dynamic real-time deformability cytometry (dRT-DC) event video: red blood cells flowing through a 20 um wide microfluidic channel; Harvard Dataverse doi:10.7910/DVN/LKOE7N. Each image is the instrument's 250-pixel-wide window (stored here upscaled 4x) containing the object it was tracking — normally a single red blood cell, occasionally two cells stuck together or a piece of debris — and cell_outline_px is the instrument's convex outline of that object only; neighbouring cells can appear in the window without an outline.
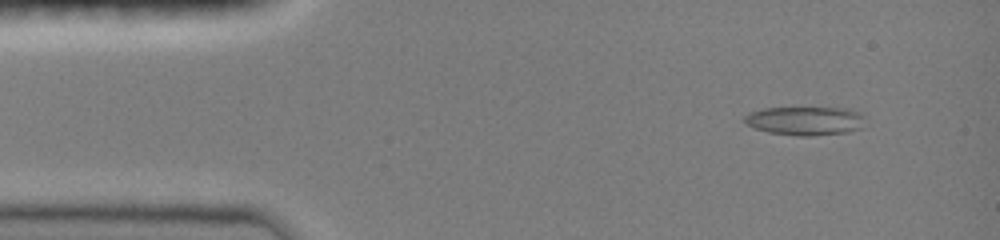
{"species": "common noctule bat (a hibernating species)", "species_latin": "Nyctalus noctula", "temperature_condition": "room temperature", "stored_images_in_passage": 36, "camera_frame_rate_fps": 3000, "um_per_image_px": 0.085, "animal": {"sex": "female", "body_mass_g": 19.0, "forearm_length_mm": 51.5}, "frame": {"image": 1, "passage_image": 5, "time_ms": 1.0, "image_size_px": [1000, 240], "cell_outline_px": [[864, 128], [848, 132], [812, 136], [796, 136], [768, 132], [756, 128], [748, 124], [744, 120], [744, 116], [748, 112], [764, 108], [848, 108], [860, 112]], "centroid_in_image_um": [68.45, 10.27], "position_along_channel_um": 16.6, "area_um2": 20.23}}
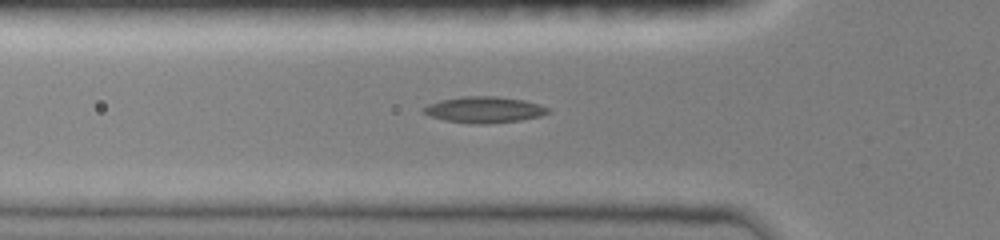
{"frame": {"image": 2, "passage_image": 22, "time_ms": 4.667, "image_size_px": [1000, 240], "cell_outline_px": [[552, 112], [540, 116], [520, 120], [484, 124], [472, 124], [444, 120], [432, 116], [424, 112], [420, 108], [428, 104], [440, 100], [460, 96], [496, 96], [524, 100], [548, 108]], "centroid_in_image_um": [41.13, 9.32], "position_along_channel_um": 84.7, "area_um2": 18.96}}
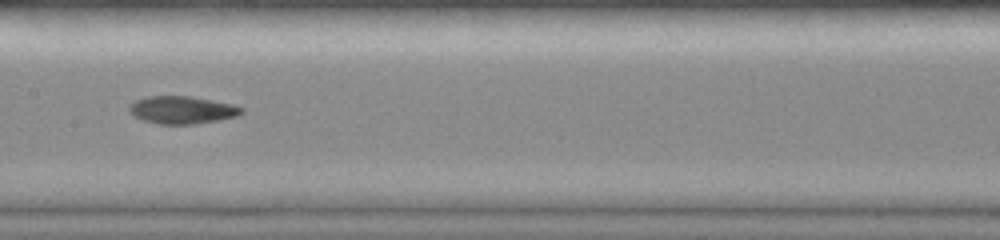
{"frame": {"image": 3, "passage_image": 35, "time_ms": 7.333, "image_size_px": [1000, 240], "cell_outline_px": [[244, 112], [236, 116], [216, 120], [192, 124], [160, 124], [144, 120], [128, 112], [128, 108], [136, 100], [148, 96], [192, 96], [236, 104], [244, 108]], "centroid_in_image_um": [15.52, 9.33], "position_along_channel_um": 191.9, "area_um2": 18.03}}